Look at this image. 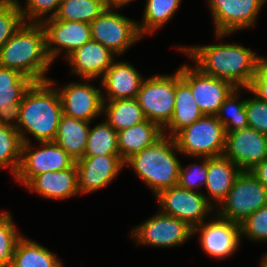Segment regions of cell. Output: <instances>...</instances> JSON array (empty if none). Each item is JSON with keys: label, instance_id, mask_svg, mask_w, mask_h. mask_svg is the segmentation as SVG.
Segmentation results:
<instances>
[{"label": "cell", "instance_id": "obj_33", "mask_svg": "<svg viewBox=\"0 0 267 267\" xmlns=\"http://www.w3.org/2000/svg\"><path fill=\"white\" fill-rule=\"evenodd\" d=\"M117 131L106 121L90 127L84 156L119 154Z\"/></svg>", "mask_w": 267, "mask_h": 267}, {"label": "cell", "instance_id": "obj_13", "mask_svg": "<svg viewBox=\"0 0 267 267\" xmlns=\"http://www.w3.org/2000/svg\"><path fill=\"white\" fill-rule=\"evenodd\" d=\"M179 67L181 78L190 86L193 98L204 115H216L223 101L236 88L231 82L211 77L197 67Z\"/></svg>", "mask_w": 267, "mask_h": 267}, {"label": "cell", "instance_id": "obj_44", "mask_svg": "<svg viewBox=\"0 0 267 267\" xmlns=\"http://www.w3.org/2000/svg\"><path fill=\"white\" fill-rule=\"evenodd\" d=\"M100 1L103 2L105 4V6H106V0H100Z\"/></svg>", "mask_w": 267, "mask_h": 267}, {"label": "cell", "instance_id": "obj_6", "mask_svg": "<svg viewBox=\"0 0 267 267\" xmlns=\"http://www.w3.org/2000/svg\"><path fill=\"white\" fill-rule=\"evenodd\" d=\"M265 205H267V189L250 170H242L226 198L219 206L216 205L219 208H216L214 213L240 224Z\"/></svg>", "mask_w": 267, "mask_h": 267}, {"label": "cell", "instance_id": "obj_4", "mask_svg": "<svg viewBox=\"0 0 267 267\" xmlns=\"http://www.w3.org/2000/svg\"><path fill=\"white\" fill-rule=\"evenodd\" d=\"M174 137L163 135L154 144L132 155L124 162L152 190L160 191L178 185L181 163Z\"/></svg>", "mask_w": 267, "mask_h": 267}, {"label": "cell", "instance_id": "obj_9", "mask_svg": "<svg viewBox=\"0 0 267 267\" xmlns=\"http://www.w3.org/2000/svg\"><path fill=\"white\" fill-rule=\"evenodd\" d=\"M117 9L106 8L91 26V38L118 56L124 54L134 43L143 38L137 21L119 14Z\"/></svg>", "mask_w": 267, "mask_h": 267}, {"label": "cell", "instance_id": "obj_32", "mask_svg": "<svg viewBox=\"0 0 267 267\" xmlns=\"http://www.w3.org/2000/svg\"><path fill=\"white\" fill-rule=\"evenodd\" d=\"M240 90L241 88H235L223 101L216 114L217 119L224 126L226 133L249 128L245 108L246 99H239Z\"/></svg>", "mask_w": 267, "mask_h": 267}, {"label": "cell", "instance_id": "obj_40", "mask_svg": "<svg viewBox=\"0 0 267 267\" xmlns=\"http://www.w3.org/2000/svg\"><path fill=\"white\" fill-rule=\"evenodd\" d=\"M249 91L259 100L267 102V58L260 57L259 64L252 82L248 88H242Z\"/></svg>", "mask_w": 267, "mask_h": 267}, {"label": "cell", "instance_id": "obj_35", "mask_svg": "<svg viewBox=\"0 0 267 267\" xmlns=\"http://www.w3.org/2000/svg\"><path fill=\"white\" fill-rule=\"evenodd\" d=\"M24 23L17 0L0 1V49Z\"/></svg>", "mask_w": 267, "mask_h": 267}, {"label": "cell", "instance_id": "obj_27", "mask_svg": "<svg viewBox=\"0 0 267 267\" xmlns=\"http://www.w3.org/2000/svg\"><path fill=\"white\" fill-rule=\"evenodd\" d=\"M9 267H64L61 260L48 248L24 237L18 240L13 262Z\"/></svg>", "mask_w": 267, "mask_h": 267}, {"label": "cell", "instance_id": "obj_25", "mask_svg": "<svg viewBox=\"0 0 267 267\" xmlns=\"http://www.w3.org/2000/svg\"><path fill=\"white\" fill-rule=\"evenodd\" d=\"M163 129L150 120L117 132L119 156L125 162L132 155L151 146L163 136Z\"/></svg>", "mask_w": 267, "mask_h": 267}, {"label": "cell", "instance_id": "obj_21", "mask_svg": "<svg viewBox=\"0 0 267 267\" xmlns=\"http://www.w3.org/2000/svg\"><path fill=\"white\" fill-rule=\"evenodd\" d=\"M25 187L43 198L66 199L80 194L76 164L61 171H47L35 176Z\"/></svg>", "mask_w": 267, "mask_h": 267}, {"label": "cell", "instance_id": "obj_1", "mask_svg": "<svg viewBox=\"0 0 267 267\" xmlns=\"http://www.w3.org/2000/svg\"><path fill=\"white\" fill-rule=\"evenodd\" d=\"M55 81L34 82L26 91L12 119L22 143H29L30 133L38 142H54L63 114ZM16 122V123H15Z\"/></svg>", "mask_w": 267, "mask_h": 267}, {"label": "cell", "instance_id": "obj_39", "mask_svg": "<svg viewBox=\"0 0 267 267\" xmlns=\"http://www.w3.org/2000/svg\"><path fill=\"white\" fill-rule=\"evenodd\" d=\"M246 114L249 128L267 133V102L259 100L256 96L246 99Z\"/></svg>", "mask_w": 267, "mask_h": 267}, {"label": "cell", "instance_id": "obj_29", "mask_svg": "<svg viewBox=\"0 0 267 267\" xmlns=\"http://www.w3.org/2000/svg\"><path fill=\"white\" fill-rule=\"evenodd\" d=\"M22 144L14 122L0 119V169L8 167L14 177L20 167Z\"/></svg>", "mask_w": 267, "mask_h": 267}, {"label": "cell", "instance_id": "obj_22", "mask_svg": "<svg viewBox=\"0 0 267 267\" xmlns=\"http://www.w3.org/2000/svg\"><path fill=\"white\" fill-rule=\"evenodd\" d=\"M204 114L193 98L190 86L181 78L180 71L175 73L174 112L170 122L163 128V134L174 137L180 130L199 120ZM166 129V130H165Z\"/></svg>", "mask_w": 267, "mask_h": 267}, {"label": "cell", "instance_id": "obj_2", "mask_svg": "<svg viewBox=\"0 0 267 267\" xmlns=\"http://www.w3.org/2000/svg\"><path fill=\"white\" fill-rule=\"evenodd\" d=\"M177 48L187 54L202 73L227 80L236 88L250 86L261 57L237 44L220 43Z\"/></svg>", "mask_w": 267, "mask_h": 267}, {"label": "cell", "instance_id": "obj_24", "mask_svg": "<svg viewBox=\"0 0 267 267\" xmlns=\"http://www.w3.org/2000/svg\"><path fill=\"white\" fill-rule=\"evenodd\" d=\"M33 83L17 70L0 67V119L14 118L18 105Z\"/></svg>", "mask_w": 267, "mask_h": 267}, {"label": "cell", "instance_id": "obj_28", "mask_svg": "<svg viewBox=\"0 0 267 267\" xmlns=\"http://www.w3.org/2000/svg\"><path fill=\"white\" fill-rule=\"evenodd\" d=\"M103 115L117 132L146 120L136 98L104 101Z\"/></svg>", "mask_w": 267, "mask_h": 267}, {"label": "cell", "instance_id": "obj_42", "mask_svg": "<svg viewBox=\"0 0 267 267\" xmlns=\"http://www.w3.org/2000/svg\"><path fill=\"white\" fill-rule=\"evenodd\" d=\"M131 1L133 0H106V8L118 9L127 5V3H130Z\"/></svg>", "mask_w": 267, "mask_h": 267}, {"label": "cell", "instance_id": "obj_30", "mask_svg": "<svg viewBox=\"0 0 267 267\" xmlns=\"http://www.w3.org/2000/svg\"><path fill=\"white\" fill-rule=\"evenodd\" d=\"M180 4L181 0H146L143 20L137 22L140 35L143 37L161 28L171 20Z\"/></svg>", "mask_w": 267, "mask_h": 267}, {"label": "cell", "instance_id": "obj_12", "mask_svg": "<svg viewBox=\"0 0 267 267\" xmlns=\"http://www.w3.org/2000/svg\"><path fill=\"white\" fill-rule=\"evenodd\" d=\"M267 0H208L215 24V35L221 39L237 30L253 27Z\"/></svg>", "mask_w": 267, "mask_h": 267}, {"label": "cell", "instance_id": "obj_36", "mask_svg": "<svg viewBox=\"0 0 267 267\" xmlns=\"http://www.w3.org/2000/svg\"><path fill=\"white\" fill-rule=\"evenodd\" d=\"M17 1L25 23H42L46 19L53 18L61 2V0H26V6H22L21 2Z\"/></svg>", "mask_w": 267, "mask_h": 267}, {"label": "cell", "instance_id": "obj_34", "mask_svg": "<svg viewBox=\"0 0 267 267\" xmlns=\"http://www.w3.org/2000/svg\"><path fill=\"white\" fill-rule=\"evenodd\" d=\"M21 237L10 212L2 211L0 213V267H9L12 264L15 247Z\"/></svg>", "mask_w": 267, "mask_h": 267}, {"label": "cell", "instance_id": "obj_20", "mask_svg": "<svg viewBox=\"0 0 267 267\" xmlns=\"http://www.w3.org/2000/svg\"><path fill=\"white\" fill-rule=\"evenodd\" d=\"M144 78L127 62L115 61L101 78L103 101L136 98ZM106 94V95H105ZM106 96V97H105Z\"/></svg>", "mask_w": 267, "mask_h": 267}, {"label": "cell", "instance_id": "obj_8", "mask_svg": "<svg viewBox=\"0 0 267 267\" xmlns=\"http://www.w3.org/2000/svg\"><path fill=\"white\" fill-rule=\"evenodd\" d=\"M159 211L186 222L193 229L216 209L202 192L190 191L179 185L164 189L156 195Z\"/></svg>", "mask_w": 267, "mask_h": 267}, {"label": "cell", "instance_id": "obj_41", "mask_svg": "<svg viewBox=\"0 0 267 267\" xmlns=\"http://www.w3.org/2000/svg\"><path fill=\"white\" fill-rule=\"evenodd\" d=\"M252 174L267 189V157L260 163L256 164L251 170Z\"/></svg>", "mask_w": 267, "mask_h": 267}, {"label": "cell", "instance_id": "obj_10", "mask_svg": "<svg viewBox=\"0 0 267 267\" xmlns=\"http://www.w3.org/2000/svg\"><path fill=\"white\" fill-rule=\"evenodd\" d=\"M39 144L41 148L38 150L31 142L22 144L21 162L15 179L24 187L39 174L65 170L76 164V160L55 142Z\"/></svg>", "mask_w": 267, "mask_h": 267}, {"label": "cell", "instance_id": "obj_14", "mask_svg": "<svg viewBox=\"0 0 267 267\" xmlns=\"http://www.w3.org/2000/svg\"><path fill=\"white\" fill-rule=\"evenodd\" d=\"M200 233V245L212 258L230 257L240 245V224L224 219L216 214L209 223L202 222L193 229V235Z\"/></svg>", "mask_w": 267, "mask_h": 267}, {"label": "cell", "instance_id": "obj_23", "mask_svg": "<svg viewBox=\"0 0 267 267\" xmlns=\"http://www.w3.org/2000/svg\"><path fill=\"white\" fill-rule=\"evenodd\" d=\"M241 171L235 163L224 155L207 158V181L205 188L210 196L207 199L213 206V202L220 205L226 198L233 187L237 175Z\"/></svg>", "mask_w": 267, "mask_h": 267}, {"label": "cell", "instance_id": "obj_17", "mask_svg": "<svg viewBox=\"0 0 267 267\" xmlns=\"http://www.w3.org/2000/svg\"><path fill=\"white\" fill-rule=\"evenodd\" d=\"M223 155L241 170H251L267 157L266 136L252 128L226 133Z\"/></svg>", "mask_w": 267, "mask_h": 267}, {"label": "cell", "instance_id": "obj_31", "mask_svg": "<svg viewBox=\"0 0 267 267\" xmlns=\"http://www.w3.org/2000/svg\"><path fill=\"white\" fill-rule=\"evenodd\" d=\"M106 6L100 0H61L54 18L63 21H80L90 24Z\"/></svg>", "mask_w": 267, "mask_h": 267}, {"label": "cell", "instance_id": "obj_18", "mask_svg": "<svg viewBox=\"0 0 267 267\" xmlns=\"http://www.w3.org/2000/svg\"><path fill=\"white\" fill-rule=\"evenodd\" d=\"M80 194L106 187L124 168L119 154L84 156L76 161Z\"/></svg>", "mask_w": 267, "mask_h": 267}, {"label": "cell", "instance_id": "obj_16", "mask_svg": "<svg viewBox=\"0 0 267 267\" xmlns=\"http://www.w3.org/2000/svg\"><path fill=\"white\" fill-rule=\"evenodd\" d=\"M85 82L68 83L62 88H57L63 114L91 122L103 114V97L100 88L89 84L90 79Z\"/></svg>", "mask_w": 267, "mask_h": 267}, {"label": "cell", "instance_id": "obj_11", "mask_svg": "<svg viewBox=\"0 0 267 267\" xmlns=\"http://www.w3.org/2000/svg\"><path fill=\"white\" fill-rule=\"evenodd\" d=\"M131 236L138 245L171 248L184 244L193 237V228L176 217L158 212L135 226Z\"/></svg>", "mask_w": 267, "mask_h": 267}, {"label": "cell", "instance_id": "obj_3", "mask_svg": "<svg viewBox=\"0 0 267 267\" xmlns=\"http://www.w3.org/2000/svg\"><path fill=\"white\" fill-rule=\"evenodd\" d=\"M50 65L41 23L24 22L0 49V67L17 70L34 82L49 80L45 74Z\"/></svg>", "mask_w": 267, "mask_h": 267}, {"label": "cell", "instance_id": "obj_7", "mask_svg": "<svg viewBox=\"0 0 267 267\" xmlns=\"http://www.w3.org/2000/svg\"><path fill=\"white\" fill-rule=\"evenodd\" d=\"M136 99L145 118L163 129L170 122L174 112L175 73L145 78Z\"/></svg>", "mask_w": 267, "mask_h": 267}, {"label": "cell", "instance_id": "obj_19", "mask_svg": "<svg viewBox=\"0 0 267 267\" xmlns=\"http://www.w3.org/2000/svg\"><path fill=\"white\" fill-rule=\"evenodd\" d=\"M111 50L95 40H90L72 52L66 60L72 66V73L83 79H101L107 69L115 62ZM101 76V77H100Z\"/></svg>", "mask_w": 267, "mask_h": 267}, {"label": "cell", "instance_id": "obj_5", "mask_svg": "<svg viewBox=\"0 0 267 267\" xmlns=\"http://www.w3.org/2000/svg\"><path fill=\"white\" fill-rule=\"evenodd\" d=\"M180 154L188 157H217L224 154L226 131L216 115H203L174 136Z\"/></svg>", "mask_w": 267, "mask_h": 267}, {"label": "cell", "instance_id": "obj_37", "mask_svg": "<svg viewBox=\"0 0 267 267\" xmlns=\"http://www.w3.org/2000/svg\"><path fill=\"white\" fill-rule=\"evenodd\" d=\"M241 237L252 241L267 242V205L250 214L240 223ZM243 235V236H242Z\"/></svg>", "mask_w": 267, "mask_h": 267}, {"label": "cell", "instance_id": "obj_38", "mask_svg": "<svg viewBox=\"0 0 267 267\" xmlns=\"http://www.w3.org/2000/svg\"><path fill=\"white\" fill-rule=\"evenodd\" d=\"M200 164L193 163L184 169L181 165L178 185L190 191L199 192V188L207 181V158L201 157Z\"/></svg>", "mask_w": 267, "mask_h": 267}, {"label": "cell", "instance_id": "obj_43", "mask_svg": "<svg viewBox=\"0 0 267 267\" xmlns=\"http://www.w3.org/2000/svg\"><path fill=\"white\" fill-rule=\"evenodd\" d=\"M260 265V267H267V254L262 257Z\"/></svg>", "mask_w": 267, "mask_h": 267}, {"label": "cell", "instance_id": "obj_15", "mask_svg": "<svg viewBox=\"0 0 267 267\" xmlns=\"http://www.w3.org/2000/svg\"><path fill=\"white\" fill-rule=\"evenodd\" d=\"M46 35V49L53 62L65 50V59L76 49L90 41L91 26L80 21L56 20L54 17L41 23Z\"/></svg>", "mask_w": 267, "mask_h": 267}, {"label": "cell", "instance_id": "obj_26", "mask_svg": "<svg viewBox=\"0 0 267 267\" xmlns=\"http://www.w3.org/2000/svg\"><path fill=\"white\" fill-rule=\"evenodd\" d=\"M91 122L62 114L54 142L76 161L84 157Z\"/></svg>", "mask_w": 267, "mask_h": 267}]
</instances>
